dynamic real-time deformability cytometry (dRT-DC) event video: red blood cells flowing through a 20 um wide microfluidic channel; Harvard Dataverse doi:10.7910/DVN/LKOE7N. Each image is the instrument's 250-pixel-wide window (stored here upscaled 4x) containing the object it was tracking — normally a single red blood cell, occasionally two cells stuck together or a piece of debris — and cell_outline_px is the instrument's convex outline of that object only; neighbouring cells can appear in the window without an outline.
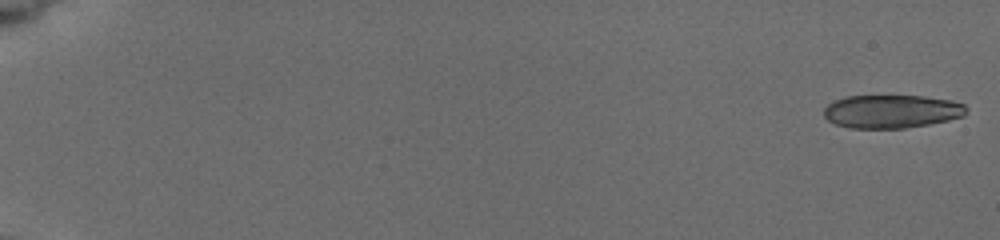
{"species": "common noctule bat (a hibernating species)", "species_latin": "Nyctalus noctula", "temperature_condition": "cold", "stored_images_in_passage": 7, "segment_of_instrument_passage": [1, 2], "camera_frame_rate_fps": 3000, "um_per_image_px": 0.085, "animal": {"sex": "female", "body_mass_g": 19.5, "forearm_length_mm": 54.1}, "frame": {"image": 1, "passage_image": 1, "time_ms": 0.0, "image_size_px": [1000, 240], "cell_outline_px": [[968, 108], [964, 116], [948, 120], [928, 124], [904, 128], [848, 128], [836, 124], [828, 120], [824, 116], [824, 108], [832, 100], [844, 96], [924, 96], [952, 100], [964, 104]], "centroid_in_image_um": [75.78, 9.46], "position_along_channel_um": 9.2, "area_um2": 27.8}}
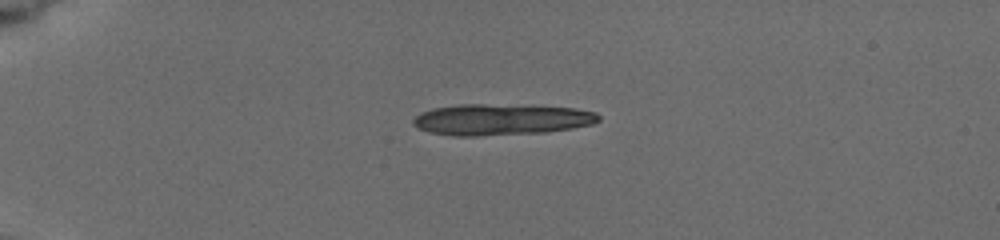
{"frame": {"image": 2, "passage_image": 5, "time_ms": 4.667, "image_size_px": [1000, 240], "cell_outline_px": [[600, 120], [592, 124], [572, 128], [544, 132], [476, 136], [452, 136], [428, 132], [416, 128], [412, 124], [412, 120], [416, 116], [432, 108], [460, 104], [484, 104], [576, 108], [596, 112], [600, 116]], "centroid_in_image_um": [42.56, 10.16], "position_along_channel_um": 42.4, "area_um2": 33.64}}